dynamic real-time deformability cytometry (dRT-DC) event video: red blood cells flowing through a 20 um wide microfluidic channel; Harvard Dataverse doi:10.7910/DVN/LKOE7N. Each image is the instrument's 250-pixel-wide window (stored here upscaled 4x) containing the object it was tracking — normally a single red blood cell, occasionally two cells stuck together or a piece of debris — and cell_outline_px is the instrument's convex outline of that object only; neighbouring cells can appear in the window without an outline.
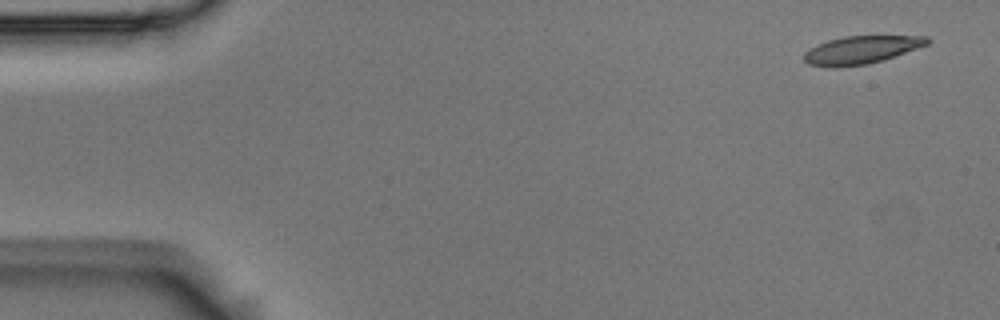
{"species": "Egyptian fruit bat (a non-hibernating species)", "species_latin": "Rousettus aegyptiacus", "temperature_condition": "room temperature", "stored_images_in_passage": 4, "camera_frame_rate_fps": 3000, "um_per_image_px": 0.085, "animal": {"sex": "male"}, "frame": {"image": 1, "passage_image": 1, "time_ms": 0.0, "image_size_px": [1000, 320], "cell_outline_px": [[932, 40], [928, 44], [884, 60], [868, 64], [836, 68], [828, 68], [808, 64], [804, 60], [804, 52], [816, 44], [828, 40], [844, 36], [928, 36]], "centroid_in_image_um": [73.18, 4.25], "position_along_channel_um": 11.8, "area_um2": 20.29}}
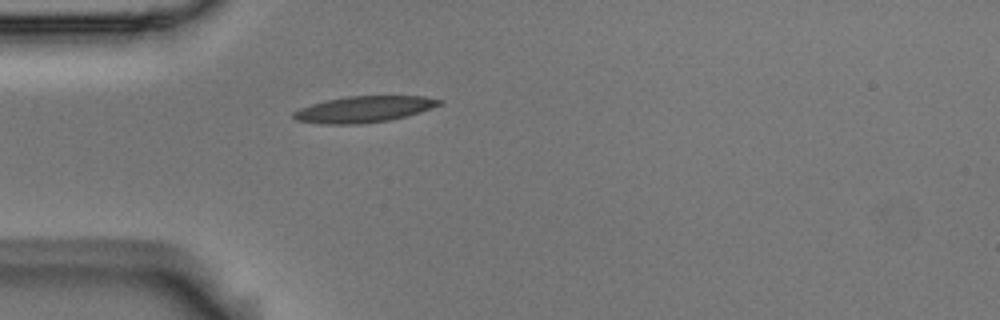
{"frame": {"image": 2, "passage_image": 4, "time_ms": 1.0, "image_size_px": [1000, 320], "cell_outline_px": [[444, 104], [420, 112], [388, 120], [360, 124], [324, 124], [296, 120], [292, 116], [292, 112], [300, 108], [312, 104], [328, 100], [348, 96], [424, 96], [444, 100]], "centroid_in_image_um": [30.97, 9.28], "position_along_channel_um": 54.0, "area_um2": 22.2}}